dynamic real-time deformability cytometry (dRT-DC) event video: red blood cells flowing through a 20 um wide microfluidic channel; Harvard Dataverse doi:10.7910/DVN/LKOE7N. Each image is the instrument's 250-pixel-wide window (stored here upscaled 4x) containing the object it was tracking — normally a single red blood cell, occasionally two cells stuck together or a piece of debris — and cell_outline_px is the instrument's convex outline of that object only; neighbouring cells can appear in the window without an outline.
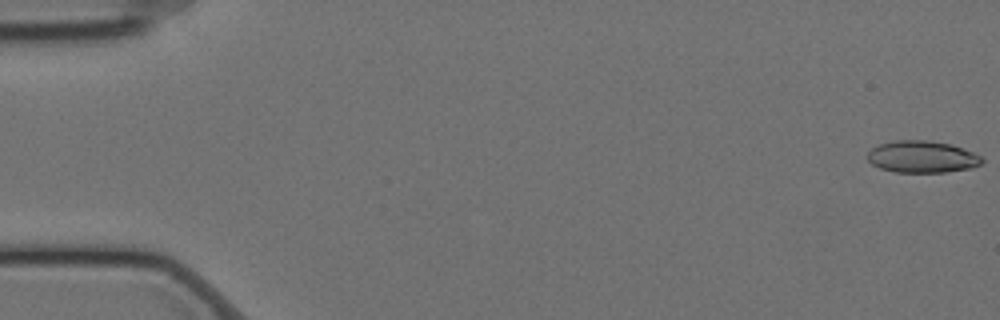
{"species": "Egyptian fruit bat (a non-hibernating species)", "species_latin": "Rousettus aegyptiacus", "temperature_condition": "cold", "stored_images_in_passage": 58, "camera_frame_rate_fps": 3000, "um_per_image_px": 0.085, "animal": {"sex": "female"}, "frame": {"image": 1, "passage_image": 1, "time_ms": 0.0, "image_size_px": [1000, 320], "cell_outline_px": [[984, 160], [980, 164], [972, 168], [944, 172], [896, 172], [880, 168], [872, 164], [868, 160], [868, 152], [872, 148], [880, 144], [896, 140], [928, 140], [952, 144], [964, 148], [980, 156]], "centroid_in_image_um": [78.39, 13.32], "position_along_channel_um": 6.6, "area_um2": 21.27}}
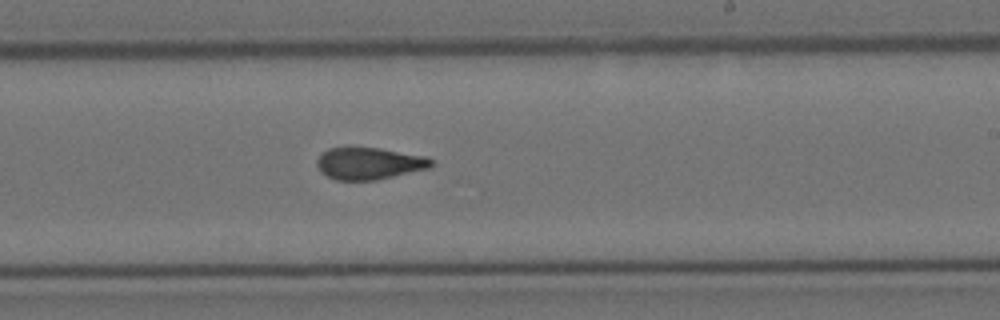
{"frame": {"image": 2, "passage_image": 35, "time_ms": 11.333, "image_size_px": [1000, 320], "cell_outline_px": [[436, 164], [432, 168], [376, 180], [336, 180], [320, 172], [316, 164], [316, 160], [328, 148], [380, 148], [428, 156]], "centroid_in_image_um": [31.44, 13.9], "position_along_channel_um": 257.6, "area_um2": 21.5}}
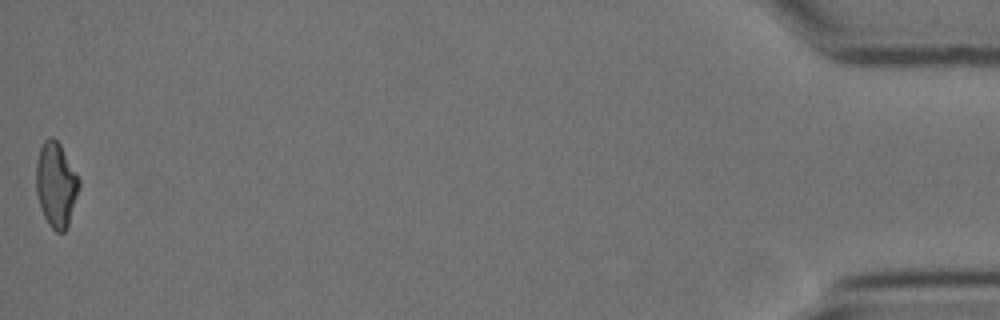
{"frame": {"image": 3, "passage_image": 58, "time_ms": 19.0, "image_size_px": [1000, 320], "cell_outline_px": [[80, 188], [68, 224], [64, 232], [56, 232], [48, 224], [40, 208], [36, 192], [36, 160], [40, 148], [44, 140], [48, 136], [52, 136], [60, 144], [80, 180]], "centroid_in_image_um": [4.75, 15.69], "position_along_channel_um": 430.4, "area_um2": 21.27}, "authors_computed_cell_mechanics": {"area_um2": 21.6461, "velocity_mm_per_s": 3.5052, "shape_relaxation_time_tau1_ms": 9.9218, "shape_relaxation_time_tau2_ms": 2.0629, "deformation_change_tau1": 0.2027, "deformation_change_tau2": 0.09}}